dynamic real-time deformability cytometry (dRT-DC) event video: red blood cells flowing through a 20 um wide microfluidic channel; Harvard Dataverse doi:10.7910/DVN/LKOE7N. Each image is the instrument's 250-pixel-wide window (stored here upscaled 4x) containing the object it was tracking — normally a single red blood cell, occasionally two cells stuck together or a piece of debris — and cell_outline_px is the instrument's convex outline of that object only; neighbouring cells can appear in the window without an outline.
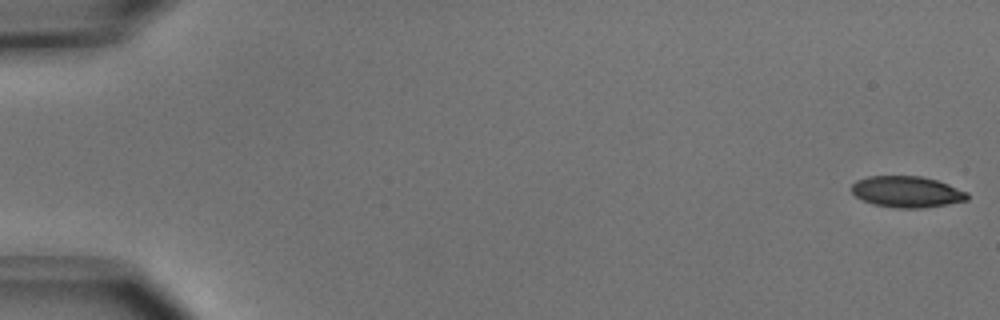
{"species": "common noctule bat (a hibernating species)", "species_latin": "Nyctalus noctula", "temperature_condition": "cold", "stored_images_in_passage": 10, "camera_frame_rate_fps": 3000, "um_per_image_px": 0.085, "animal": {"sex": "male", "body_mass_g": 15.6}, "frame": {"image": 1, "passage_image": 1, "time_ms": 0.0, "image_size_px": [1000, 320], "cell_outline_px": [[968, 200], [948, 204], [924, 208], [896, 208], [872, 204], [856, 196], [848, 188], [856, 180], [868, 176], [920, 176], [936, 180], [948, 184], [968, 192]], "centroid_in_image_um": [77.06, 16.3], "position_along_channel_um": 7.9, "area_um2": 21.21}}